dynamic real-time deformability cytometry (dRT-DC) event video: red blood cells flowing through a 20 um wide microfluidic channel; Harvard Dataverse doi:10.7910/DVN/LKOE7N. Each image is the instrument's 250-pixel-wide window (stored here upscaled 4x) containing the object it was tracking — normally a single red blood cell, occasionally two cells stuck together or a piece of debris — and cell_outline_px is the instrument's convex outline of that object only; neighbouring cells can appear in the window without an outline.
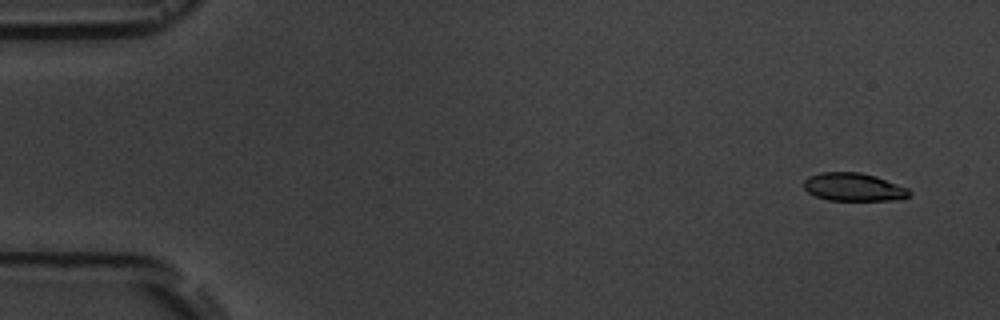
{"species": "common noctule bat (a hibernating species)", "species_latin": "Nyctalus noctula", "temperature_condition": "room temperature", "stored_images_in_passage": 4, "camera_frame_rate_fps": 3000, "um_per_image_px": 0.085, "animal": {"sex": "male", "body_mass_g": 19.5, "forearm_length_mm": 54.6}, "frame": {"image": 1, "passage_image": 1, "time_ms": 0.0, "image_size_px": [1000, 320], "cell_outline_px": [[912, 192], [904, 200], [828, 200], [816, 196], [808, 192], [804, 188], [804, 180], [808, 176], [820, 172], [860, 172], [876, 176], [908, 188]], "centroid_in_image_um": [72.57, 15.9], "position_along_channel_um": 12.4, "area_um2": 17.4}}
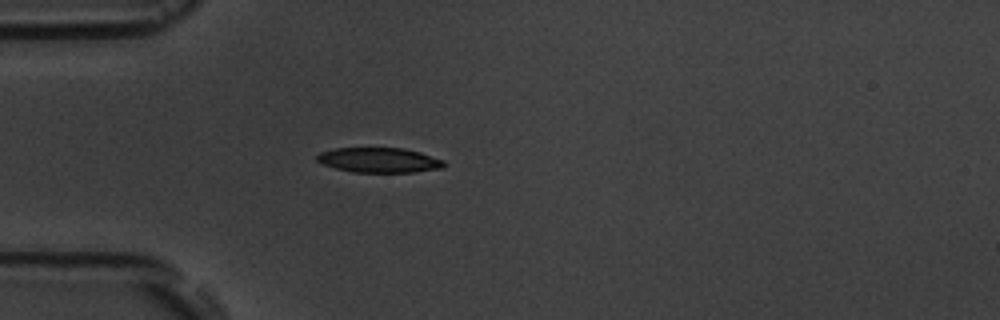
{"frame": {"image": 2, "passage_image": 4, "time_ms": 4.333, "image_size_px": [1000, 320], "cell_outline_px": [[444, 168], [412, 172], [352, 172], [336, 168], [324, 164], [316, 160], [316, 156], [320, 152], [336, 148], [404, 148], [420, 152], [444, 160]], "centroid_in_image_um": [32.24, 13.6], "position_along_channel_um": 52.8, "area_um2": 18.38}}